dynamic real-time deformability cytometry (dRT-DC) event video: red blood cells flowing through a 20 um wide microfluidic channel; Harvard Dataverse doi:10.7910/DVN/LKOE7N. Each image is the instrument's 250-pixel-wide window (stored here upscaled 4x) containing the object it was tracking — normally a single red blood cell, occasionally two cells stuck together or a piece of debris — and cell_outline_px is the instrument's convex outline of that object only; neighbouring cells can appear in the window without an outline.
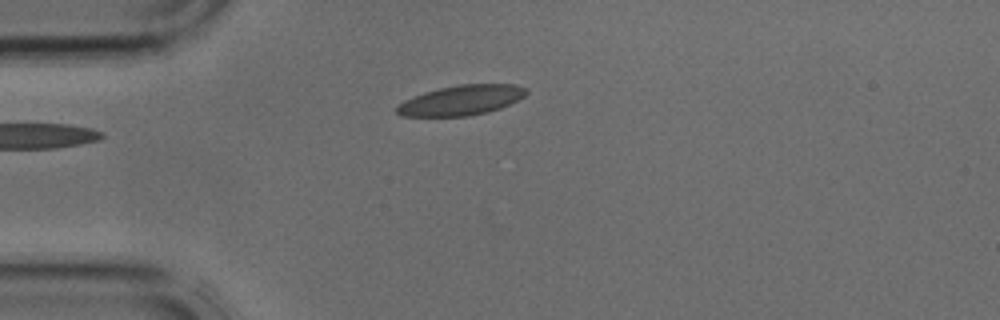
{"species": "common noctule bat (a hibernating species)", "species_latin": "Nyctalus noctula", "temperature_condition": "cold", "stored_images_in_passage": 4, "camera_frame_rate_fps": 3000, "um_per_image_px": 0.085, "animal": {"sex": "male", "body_mass_g": 17.9, "forearm_length_mm": 54.2}, "frame": {"image": 1, "passage_image": 4, "time_ms": 1.0, "image_size_px": [1000, 320], "cell_outline_px": [[528, 92], [524, 96], [500, 108], [488, 112], [468, 116], [400, 116], [396, 112], [396, 108], [404, 100], [424, 92], [440, 88], [460, 84], [516, 84], [528, 88]], "centroid_in_image_um": [39.22, 8.51], "position_along_channel_um": 45.8, "area_um2": 22.54}}